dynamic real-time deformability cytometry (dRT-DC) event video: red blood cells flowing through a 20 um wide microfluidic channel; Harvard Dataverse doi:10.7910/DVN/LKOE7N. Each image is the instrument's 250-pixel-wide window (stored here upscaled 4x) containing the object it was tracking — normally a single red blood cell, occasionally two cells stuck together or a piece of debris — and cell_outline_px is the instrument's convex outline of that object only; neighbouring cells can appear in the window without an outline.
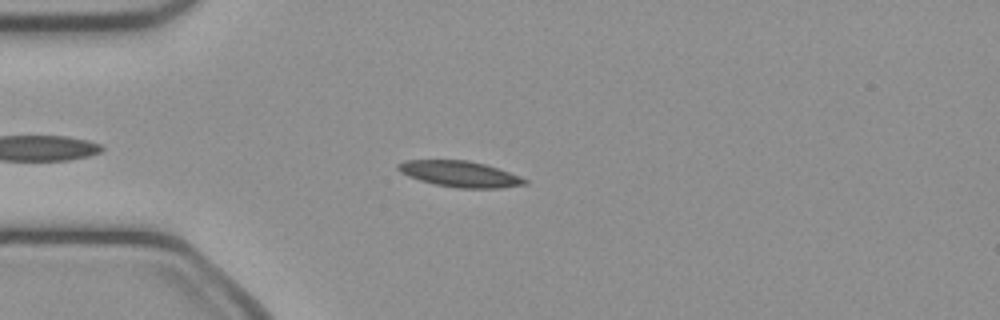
{"species": "common noctule bat (a hibernating species)", "species_latin": "Nyctalus noctula", "temperature_condition": "cold", "stored_images_in_passage": 44, "camera_frame_rate_fps": 3000, "um_per_image_px": 0.085, "animal": {"sex": "female", "body_mass_g": 21.9}, "frame": {"image": 1, "passage_image": 7, "time_ms": 2.0, "image_size_px": [1000, 320], "cell_outline_px": [[528, 184], [500, 188], [456, 188], [436, 184], [420, 180], [408, 176], [400, 172], [396, 168], [396, 164], [404, 160], [468, 160], [484, 164], [520, 176], [528, 180]], "centroid_in_image_um": [39.07, 14.79], "position_along_channel_um": 45.9, "area_um2": 19.13}}
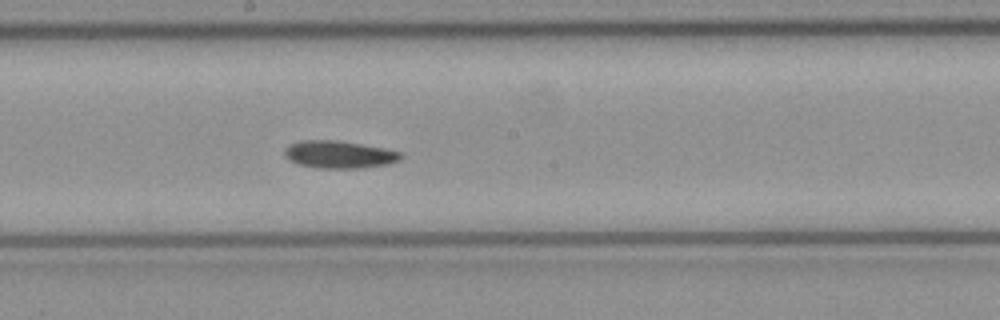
{"frame": {"image": 2, "passage_image": 21, "time_ms": 6.667, "image_size_px": [1000, 320], "cell_outline_px": [[404, 156], [400, 160], [388, 164], [360, 168], [320, 168], [296, 164], [288, 160], [284, 156], [284, 148], [288, 144], [300, 140], [336, 140], [384, 148], [400, 152]], "centroid_in_image_um": [28.78, 13.13], "position_along_channel_um": 219.4, "area_um2": 18.79}}
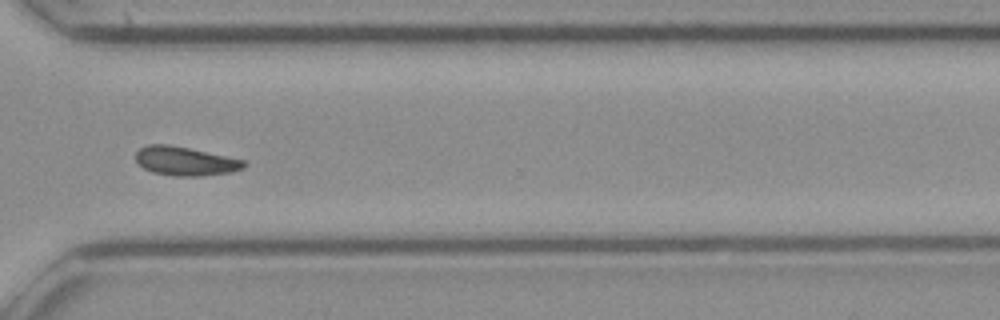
{"frame": {"image": 3, "passage_image": 31, "time_ms": 10.0, "image_size_px": [1000, 320], "cell_outline_px": [[248, 164], [244, 168], [232, 172], [200, 176], [172, 176], [152, 172], [136, 164], [136, 152], [140, 148], [148, 144], [168, 144], [188, 148], [244, 160]], "centroid_in_image_um": [15.72, 13.7], "position_along_channel_um": 354.9, "area_um2": 18.26}, "authors_computed_cell_mechanics": {"area_um2": 18.0625, "velocity_mm_per_s": 4.079, "shape_relaxation_time_tau1_ms": 5.0911, "shape_relaxation_time_tau2_ms": null, "deformation_change_tau1": 0.096, "deformation_change_tau2": null}}